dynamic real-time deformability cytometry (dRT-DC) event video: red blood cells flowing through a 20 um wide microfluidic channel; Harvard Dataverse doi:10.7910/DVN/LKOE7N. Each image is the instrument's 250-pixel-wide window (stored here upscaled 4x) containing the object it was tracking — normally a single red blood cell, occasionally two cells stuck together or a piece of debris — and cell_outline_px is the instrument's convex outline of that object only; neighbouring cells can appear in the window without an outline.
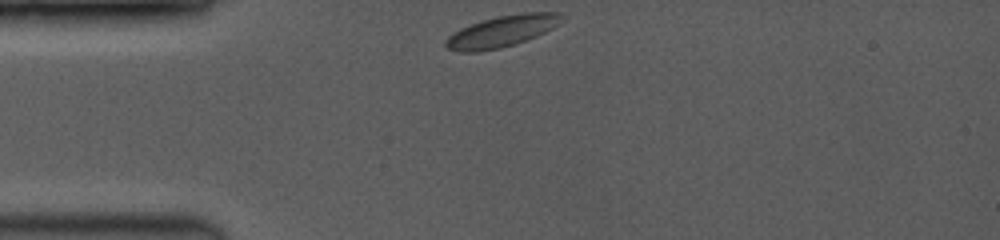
{"species": "common noctule bat (a hibernating species)", "species_latin": "Nyctalus noctula", "temperature_condition": "room temperature", "stored_images_in_passage": 21, "camera_frame_rate_fps": 3500, "um_per_image_px": 0.085, "animal": {"sex": "female", "body_mass_g": 19.0, "forearm_length_mm": 53.3}, "frame": {"image": 1, "passage_image": 1, "time_ms": 0.0, "image_size_px": [1000, 240], "cell_outline_px": [[568, 16], [560, 24], [536, 36], [500, 48], [476, 52], [460, 52], [448, 48], [444, 44], [444, 40], [452, 32], [460, 28], [484, 20], [500, 16], [520, 12], [560, 12]], "centroid_in_image_um": [42.7, 2.64], "position_along_channel_um": 42.3, "area_um2": 21.27}}
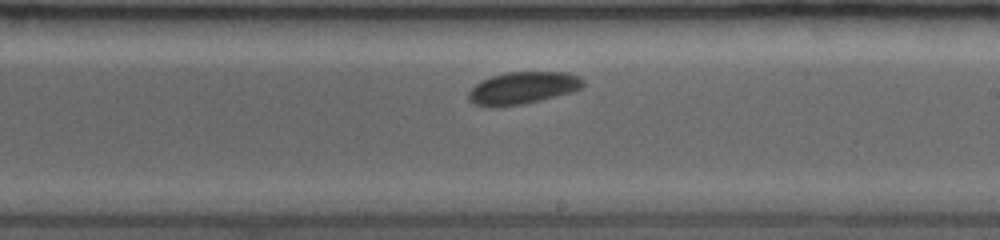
{"frame": {"image": 2, "passage_image": 12, "time_ms": 5.714, "image_size_px": [1000, 240], "cell_outline_px": [[584, 88], [572, 92], [540, 100], [520, 104], [496, 108], [492, 108], [476, 104], [468, 100], [468, 92], [480, 80], [492, 76], [508, 72], [564, 72], [580, 76], [584, 80]], "centroid_in_image_um": [44.44, 7.48], "position_along_channel_um": 244.6, "area_um2": 21.68}}
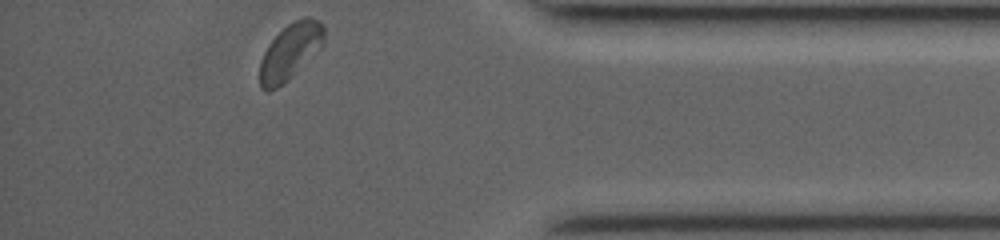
{"frame": {"image": 3, "passage_image": 21, "time_ms": 10.286, "image_size_px": [1000, 240], "cell_outline_px": [[324, 44], [288, 80], [276, 88], [268, 92], [260, 88], [260, 60], [268, 44], [288, 24], [304, 16], [308, 16], [320, 20], [324, 28]], "centroid_in_image_um": [24.67, 4.38], "position_along_channel_um": 410.5, "area_um2": 20.87}, "authors_computed_cell_mechanics": {"area_um2": 21.097, "velocity_mm_per_s": 3.9538, "shape_relaxation_time_tau1_ms": 3.1046, "shape_relaxation_time_tau2_ms": null, "deformation_change_tau1": 0.0526, "deformation_change_tau2": null}}